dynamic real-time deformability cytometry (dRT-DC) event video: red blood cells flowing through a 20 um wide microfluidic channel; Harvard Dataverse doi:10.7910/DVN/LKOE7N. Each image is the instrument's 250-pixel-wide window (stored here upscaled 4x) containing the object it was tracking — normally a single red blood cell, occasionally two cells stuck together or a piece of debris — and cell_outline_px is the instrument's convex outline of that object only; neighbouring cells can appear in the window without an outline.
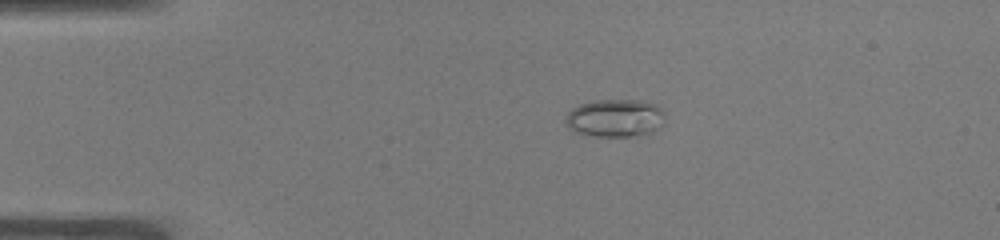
{"species": "common noctule bat (a hibernating species)", "species_latin": "Nyctalus noctula", "temperature_condition": "warm", "stored_images_in_passage": 42, "camera_frame_rate_fps": 3000, "um_per_image_px": 0.085, "animal": {"sex": "male", "body_mass_g": 19.0, "forearm_length_mm": 50.8}, "frame": {"image": 1, "passage_image": 1, "time_ms": 0.0, "image_size_px": [1000, 240], "cell_outline_px": [[664, 124], [652, 132], [632, 136], [596, 136], [576, 132], [568, 128], [564, 124], [564, 120], [568, 112], [572, 108], [580, 104], [596, 100], [640, 100], [656, 104], [664, 112]], "centroid_in_image_um": [52.28, 10.03], "position_along_channel_um": 32.7, "area_um2": 22.08}}
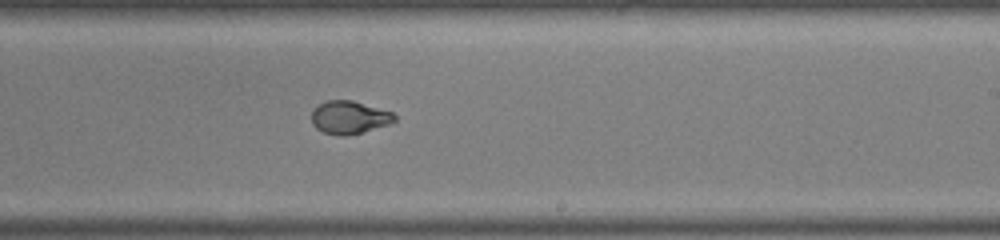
{"frame": {"image": 2, "passage_image": 22, "time_ms": 7.0, "image_size_px": [1000, 240], "cell_outline_px": [[396, 120], [392, 124], [344, 136], [340, 136], [324, 132], [316, 128], [312, 124], [312, 108], [328, 100], [352, 100], [392, 112], [396, 116]], "centroid_in_image_um": [29.69, 9.97], "position_along_channel_um": 259.3, "area_um2": 15.9}}
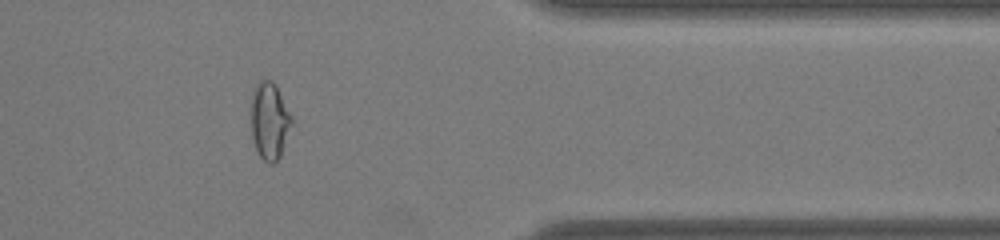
{"frame": {"image": 3, "passage_image": 33, "time_ms": 10.667, "image_size_px": [1000, 240], "cell_outline_px": [[292, 124], [280, 156], [272, 164], [268, 164], [260, 156], [256, 148], [252, 136], [252, 92], [256, 84], [260, 80], [272, 80], [276, 84], [292, 116]], "centroid_in_image_um": [22.92, 10.25], "position_along_channel_um": 388.5, "area_um2": 18.09}, "authors_computed_cell_mechanics": {"area_um2": 17.6579, "velocity_mm_per_s": 3.9463, "shape_relaxation_time_tau1_ms": 7.6697, "shape_relaxation_time_tau2_ms": null, "deformation_change_tau1": 0.2448, "deformation_change_tau2": null}}